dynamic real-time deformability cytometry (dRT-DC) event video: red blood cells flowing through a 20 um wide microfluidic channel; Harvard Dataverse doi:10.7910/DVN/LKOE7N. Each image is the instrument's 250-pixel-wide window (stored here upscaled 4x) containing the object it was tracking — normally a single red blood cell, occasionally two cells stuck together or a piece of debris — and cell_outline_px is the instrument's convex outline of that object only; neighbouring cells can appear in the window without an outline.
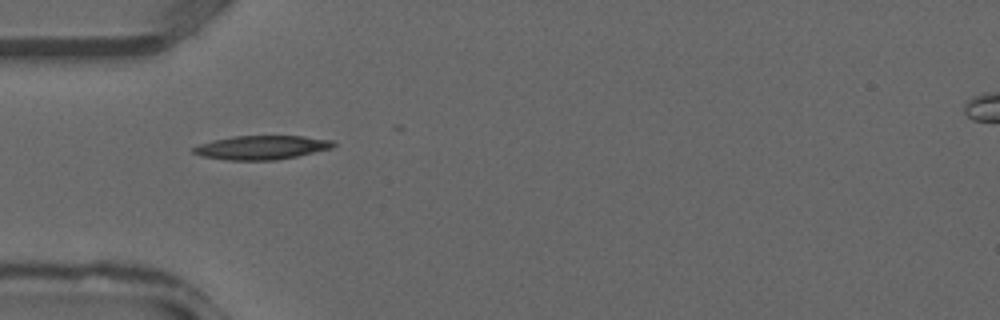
{"species": "common noctule bat (a hibernating species)", "species_latin": "Nyctalus noctula", "temperature_condition": "warm", "stored_images_in_passage": 20, "camera_frame_rate_fps": 3000, "um_per_image_px": 0.085, "animal": {"sex": "male", "forearm_length_mm": 52.5}, "frame": {"image": 1, "passage_image": 1, "time_ms": 0.0, "image_size_px": [1000, 320], "cell_outline_px": [[336, 144], [332, 148], [296, 156], [276, 160], [228, 160], [204, 156], [192, 152], [192, 148], [200, 144], [212, 140], [232, 136], [304, 136], [332, 140]], "centroid_in_image_um": [22.24, 12.53], "position_along_channel_um": 62.8, "area_um2": 19.36}}
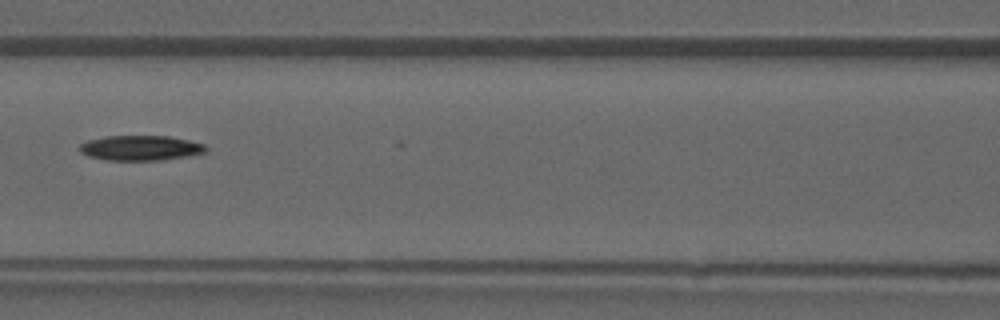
{"frame": {"image": 2, "passage_image": 6, "time_ms": 1.667, "image_size_px": [1000, 320], "cell_outline_px": [[208, 152], [188, 156], [160, 160], [104, 160], [88, 156], [80, 152], [80, 144], [88, 140], [104, 136], [168, 136], [188, 140], [204, 144], [208, 148]], "centroid_in_image_um": [11.96, 12.58], "position_along_channel_um": 154.6, "area_um2": 18.5}}
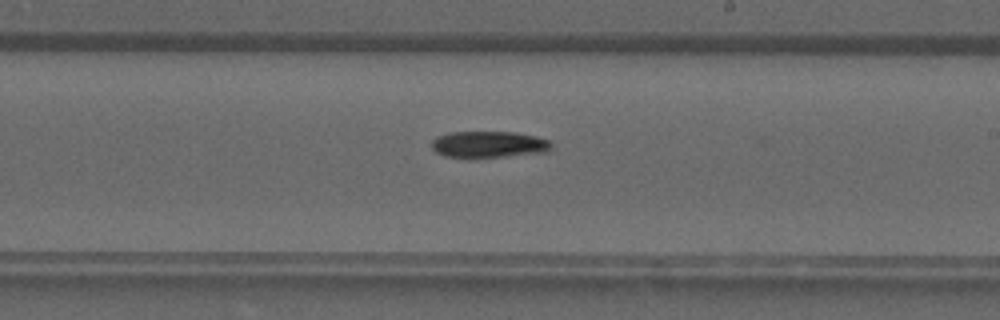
{"frame": {"image": 3, "passage_image": 11, "time_ms": 3.333, "image_size_px": [1000, 320], "cell_outline_px": [[552, 148], [548, 152], [504, 156], [444, 156], [436, 152], [432, 148], [432, 140], [436, 136], [448, 132], [516, 132], [536, 136], [548, 140], [552, 144]], "centroid_in_image_um": [41.56, 12.25], "position_along_channel_um": 247.4, "area_um2": 18.26}}